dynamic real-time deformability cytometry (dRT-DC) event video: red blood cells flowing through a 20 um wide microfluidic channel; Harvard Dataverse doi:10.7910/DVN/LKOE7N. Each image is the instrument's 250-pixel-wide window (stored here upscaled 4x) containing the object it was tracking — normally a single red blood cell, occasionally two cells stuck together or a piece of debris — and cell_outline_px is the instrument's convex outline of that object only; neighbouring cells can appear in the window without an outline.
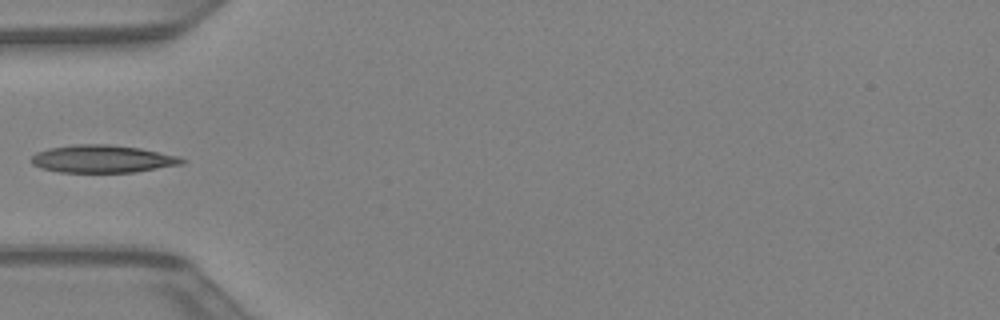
{"species": "Egyptian fruit bat (a non-hibernating species)", "species_latin": "Rousettus aegyptiacus", "temperature_condition": "warm", "stored_images_in_passage": 29, "camera_frame_rate_fps": 3000, "um_per_image_px": 0.085, "animal": {"sex": "female"}, "frame": {"image": 1, "passage_image": 1, "time_ms": 0.0, "image_size_px": [1000, 320], "cell_outline_px": [[188, 160], [184, 164], [132, 172], [60, 172], [40, 168], [32, 164], [28, 160], [36, 152], [48, 148], [72, 144], [108, 144], [140, 148], [180, 156]], "centroid_in_image_um": [8.7, 13.5], "position_along_channel_um": 76.3, "area_um2": 24.51}}
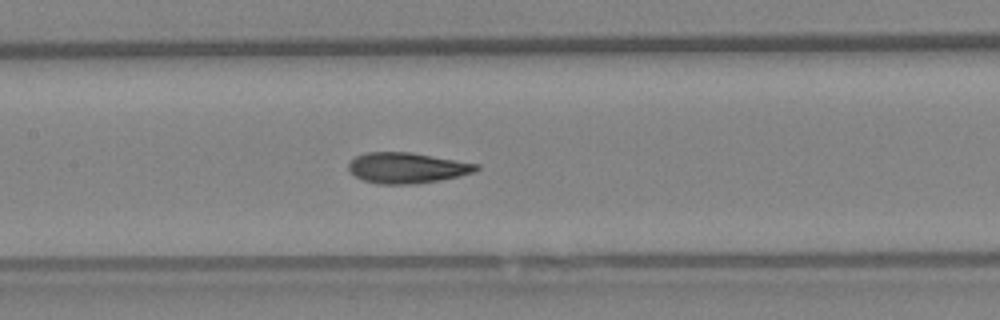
{"frame": {"image": 2, "passage_image": 7, "time_ms": 2.0, "image_size_px": [1000, 320], "cell_outline_px": [[480, 168], [472, 172], [460, 176], [440, 180], [416, 184], [380, 184], [364, 180], [356, 176], [348, 168], [348, 164], [356, 156], [364, 152], [412, 152], [480, 164]], "centroid_in_image_um": [34.62, 14.26], "position_along_channel_um": 172.8, "area_um2": 22.83}}
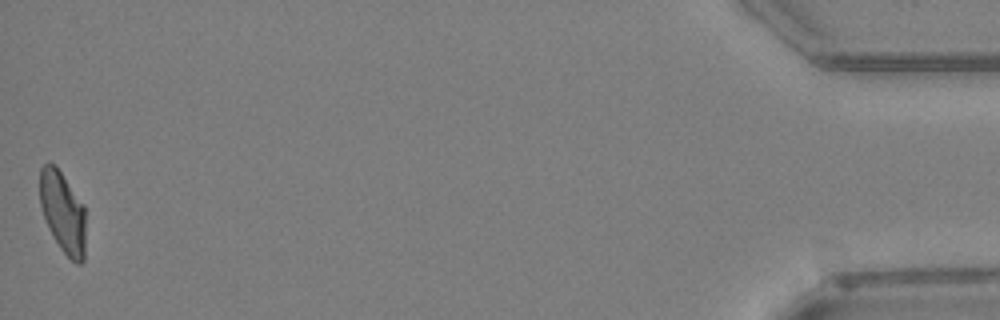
{"frame": {"image": 3, "passage_image": 29, "time_ms": 9.333, "image_size_px": [1000, 320], "cell_outline_px": [[84, 260], [80, 264], [76, 264], [60, 248], [48, 228], [40, 204], [40, 168], [44, 164], [56, 164], [84, 204]], "centroid_in_image_um": [5.33, 18.01], "position_along_channel_um": 429.9, "area_um2": 21.68}}